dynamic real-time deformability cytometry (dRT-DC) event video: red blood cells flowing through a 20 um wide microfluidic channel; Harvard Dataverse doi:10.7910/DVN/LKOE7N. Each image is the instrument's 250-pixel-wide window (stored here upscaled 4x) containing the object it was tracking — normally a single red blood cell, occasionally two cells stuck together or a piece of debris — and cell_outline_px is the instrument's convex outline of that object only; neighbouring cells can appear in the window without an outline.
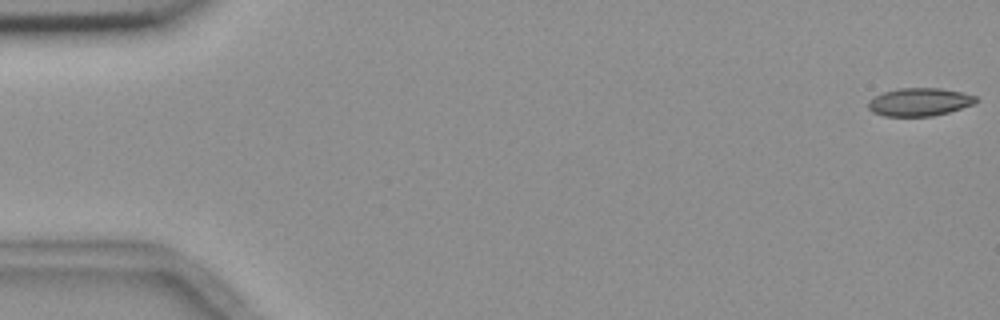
{"species": "common noctule bat (a hibernating species)", "species_latin": "Nyctalus noctula", "temperature_condition": "room temperature", "stored_images_in_passage": 5, "camera_frame_rate_fps": 3000, "um_per_image_px": 0.085, "animal": {"sex": "female", "body_mass_g": 18.4}, "frame": {"image": 1, "passage_image": 1, "time_ms": 0.0, "image_size_px": [1000, 320], "cell_outline_px": [[980, 100], [972, 104], [948, 112], [932, 116], [884, 116], [872, 112], [868, 108], [868, 100], [872, 96], [896, 88], [940, 88], [964, 92], [976, 96]], "centroid_in_image_um": [78.13, 8.66], "position_along_channel_um": 6.9, "area_um2": 17.74}}
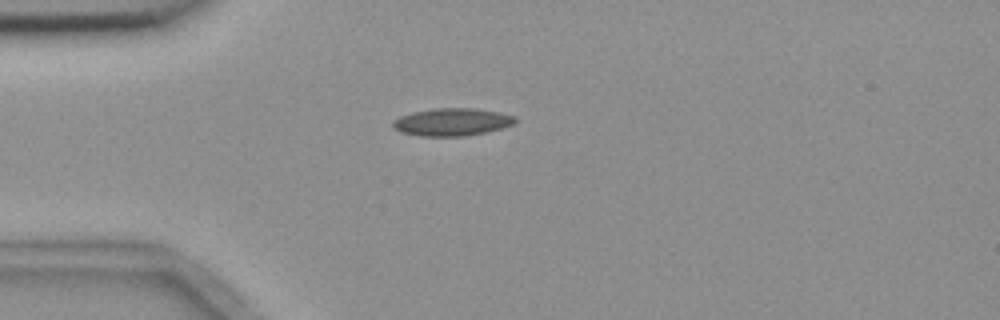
{"frame": {"image": 2, "passage_image": 5, "time_ms": 4.667, "image_size_px": [1000, 320], "cell_outline_px": [[516, 120], [512, 124], [500, 128], [484, 132], [464, 136], [420, 136], [400, 132], [392, 128], [392, 120], [400, 116], [412, 112], [432, 108], [476, 108], [500, 112], [516, 116]], "centroid_in_image_um": [38.37, 10.36], "position_along_channel_um": 46.6, "area_um2": 19.77}}